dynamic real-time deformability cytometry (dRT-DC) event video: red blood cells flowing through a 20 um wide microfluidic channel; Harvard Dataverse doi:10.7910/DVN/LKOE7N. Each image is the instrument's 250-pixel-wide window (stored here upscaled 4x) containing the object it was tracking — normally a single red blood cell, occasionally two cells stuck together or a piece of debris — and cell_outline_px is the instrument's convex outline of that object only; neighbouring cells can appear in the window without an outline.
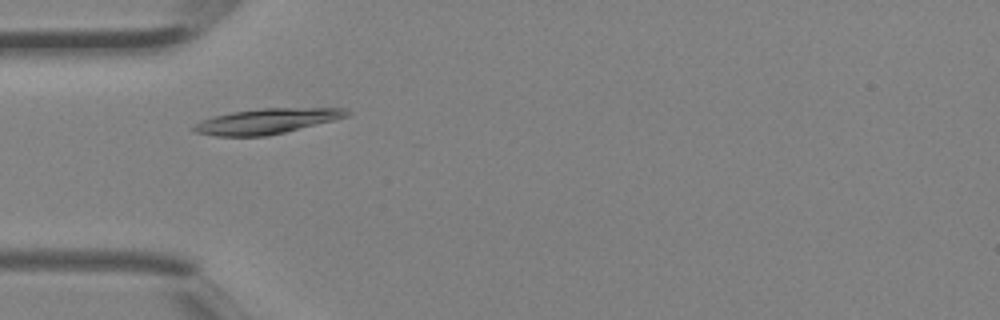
{"species": "Egyptian fruit bat (a non-hibernating species)", "species_latin": "Rousettus aegyptiacus", "temperature_condition": "room temperature", "stored_images_in_passage": 4, "camera_frame_rate_fps": 3000, "um_per_image_px": 0.085, "animal": {"sex": "female"}, "frame": {"image": 1, "passage_image": 3, "time_ms": 0.667, "image_size_px": [1000, 320], "cell_outline_px": [[352, 112], [348, 116], [268, 136], [216, 136], [196, 132], [192, 128], [200, 120], [232, 112], [260, 108], [344, 108]], "centroid_in_image_um": [22.67, 10.29], "position_along_channel_um": 62.3, "area_um2": 22.2}}
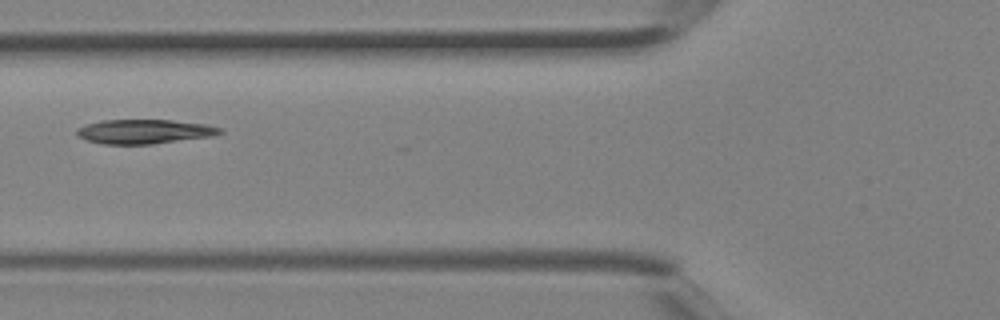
{"frame": {"image": 2, "passage_image": 4, "time_ms": 1.0, "image_size_px": [1000, 320], "cell_outline_px": [[224, 132], [212, 136], [152, 144], [104, 144], [88, 140], [80, 136], [76, 132], [76, 128], [84, 124], [104, 120], [172, 120], [208, 124], [224, 128]], "centroid_in_image_um": [12.32, 11.17], "position_along_channel_um": 113.5, "area_um2": 20.35}}